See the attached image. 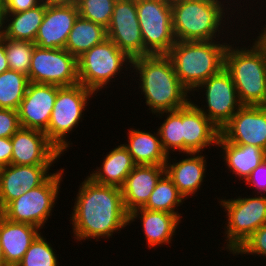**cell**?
Here are the masks:
<instances>
[{
  "label": "cell",
  "instance_id": "6da1fadb",
  "mask_svg": "<svg viewBox=\"0 0 266 266\" xmlns=\"http://www.w3.org/2000/svg\"><path fill=\"white\" fill-rule=\"evenodd\" d=\"M77 193L70 217L76 240L110 238L129 225L121 188L100 185L86 177Z\"/></svg>",
  "mask_w": 266,
  "mask_h": 266
},
{
  "label": "cell",
  "instance_id": "7a4b0ae2",
  "mask_svg": "<svg viewBox=\"0 0 266 266\" xmlns=\"http://www.w3.org/2000/svg\"><path fill=\"white\" fill-rule=\"evenodd\" d=\"M131 67L139 74V88L152 114L175 111L191 100L166 54L140 56L132 59Z\"/></svg>",
  "mask_w": 266,
  "mask_h": 266
},
{
  "label": "cell",
  "instance_id": "3957f363",
  "mask_svg": "<svg viewBox=\"0 0 266 266\" xmlns=\"http://www.w3.org/2000/svg\"><path fill=\"white\" fill-rule=\"evenodd\" d=\"M216 38L209 41H176L166 54L182 85L189 91L195 89L225 66L228 43Z\"/></svg>",
  "mask_w": 266,
  "mask_h": 266
},
{
  "label": "cell",
  "instance_id": "277c9868",
  "mask_svg": "<svg viewBox=\"0 0 266 266\" xmlns=\"http://www.w3.org/2000/svg\"><path fill=\"white\" fill-rule=\"evenodd\" d=\"M251 46L235 49L229 43L224 68L243 105L266 106V48L257 39Z\"/></svg>",
  "mask_w": 266,
  "mask_h": 266
},
{
  "label": "cell",
  "instance_id": "5b68a950",
  "mask_svg": "<svg viewBox=\"0 0 266 266\" xmlns=\"http://www.w3.org/2000/svg\"><path fill=\"white\" fill-rule=\"evenodd\" d=\"M171 8L176 41L214 40L226 25L228 11L221 0H171Z\"/></svg>",
  "mask_w": 266,
  "mask_h": 266
},
{
  "label": "cell",
  "instance_id": "8992f818",
  "mask_svg": "<svg viewBox=\"0 0 266 266\" xmlns=\"http://www.w3.org/2000/svg\"><path fill=\"white\" fill-rule=\"evenodd\" d=\"M93 94L95 95L93 91L80 83L58 88L49 125L44 133L61 154L70 147V141L65 138L79 125L84 115L82 113L86 110L87 103Z\"/></svg>",
  "mask_w": 266,
  "mask_h": 266
},
{
  "label": "cell",
  "instance_id": "52a82bcc",
  "mask_svg": "<svg viewBox=\"0 0 266 266\" xmlns=\"http://www.w3.org/2000/svg\"><path fill=\"white\" fill-rule=\"evenodd\" d=\"M77 64L79 83L97 94L121 73L123 65L129 64L131 70L132 59L106 38L77 58Z\"/></svg>",
  "mask_w": 266,
  "mask_h": 266
},
{
  "label": "cell",
  "instance_id": "ba28073f",
  "mask_svg": "<svg viewBox=\"0 0 266 266\" xmlns=\"http://www.w3.org/2000/svg\"><path fill=\"white\" fill-rule=\"evenodd\" d=\"M234 199H219L227 212L226 247L234 254L261 226L266 224V195ZM257 196V197H256Z\"/></svg>",
  "mask_w": 266,
  "mask_h": 266
},
{
  "label": "cell",
  "instance_id": "9c48e42d",
  "mask_svg": "<svg viewBox=\"0 0 266 266\" xmlns=\"http://www.w3.org/2000/svg\"><path fill=\"white\" fill-rule=\"evenodd\" d=\"M63 173V168L52 173L43 184L11 201L0 213L10 221L41 229L56 205Z\"/></svg>",
  "mask_w": 266,
  "mask_h": 266
},
{
  "label": "cell",
  "instance_id": "30bf717a",
  "mask_svg": "<svg viewBox=\"0 0 266 266\" xmlns=\"http://www.w3.org/2000/svg\"><path fill=\"white\" fill-rule=\"evenodd\" d=\"M144 56L167 54L176 43L171 0H136Z\"/></svg>",
  "mask_w": 266,
  "mask_h": 266
},
{
  "label": "cell",
  "instance_id": "8fae6325",
  "mask_svg": "<svg viewBox=\"0 0 266 266\" xmlns=\"http://www.w3.org/2000/svg\"><path fill=\"white\" fill-rule=\"evenodd\" d=\"M28 80L60 87L78 84L77 58L64 48L47 49L35 45Z\"/></svg>",
  "mask_w": 266,
  "mask_h": 266
},
{
  "label": "cell",
  "instance_id": "7c38bea8",
  "mask_svg": "<svg viewBox=\"0 0 266 266\" xmlns=\"http://www.w3.org/2000/svg\"><path fill=\"white\" fill-rule=\"evenodd\" d=\"M200 87L206 89L204 95L208 109L204 110L197 104H193L219 129L243 106L232 77L225 68L209 77L195 90L202 89Z\"/></svg>",
  "mask_w": 266,
  "mask_h": 266
},
{
  "label": "cell",
  "instance_id": "4fadbf2b",
  "mask_svg": "<svg viewBox=\"0 0 266 266\" xmlns=\"http://www.w3.org/2000/svg\"><path fill=\"white\" fill-rule=\"evenodd\" d=\"M107 38L131 59L144 56L143 37L137 16L136 0H117L106 29Z\"/></svg>",
  "mask_w": 266,
  "mask_h": 266
},
{
  "label": "cell",
  "instance_id": "5bb4252c",
  "mask_svg": "<svg viewBox=\"0 0 266 266\" xmlns=\"http://www.w3.org/2000/svg\"><path fill=\"white\" fill-rule=\"evenodd\" d=\"M220 135L230 143L266 151V106L243 105L220 129Z\"/></svg>",
  "mask_w": 266,
  "mask_h": 266
},
{
  "label": "cell",
  "instance_id": "9a60e30c",
  "mask_svg": "<svg viewBox=\"0 0 266 266\" xmlns=\"http://www.w3.org/2000/svg\"><path fill=\"white\" fill-rule=\"evenodd\" d=\"M11 164L52 165L61 152L37 129L20 127L12 136Z\"/></svg>",
  "mask_w": 266,
  "mask_h": 266
},
{
  "label": "cell",
  "instance_id": "2e32d148",
  "mask_svg": "<svg viewBox=\"0 0 266 266\" xmlns=\"http://www.w3.org/2000/svg\"><path fill=\"white\" fill-rule=\"evenodd\" d=\"M59 87L29 82L17 110L21 127L43 132L48 128Z\"/></svg>",
  "mask_w": 266,
  "mask_h": 266
},
{
  "label": "cell",
  "instance_id": "e0dca14e",
  "mask_svg": "<svg viewBox=\"0 0 266 266\" xmlns=\"http://www.w3.org/2000/svg\"><path fill=\"white\" fill-rule=\"evenodd\" d=\"M51 165H14L0 168V212L14 199L43 184Z\"/></svg>",
  "mask_w": 266,
  "mask_h": 266
},
{
  "label": "cell",
  "instance_id": "ac0fdd59",
  "mask_svg": "<svg viewBox=\"0 0 266 266\" xmlns=\"http://www.w3.org/2000/svg\"><path fill=\"white\" fill-rule=\"evenodd\" d=\"M77 5L46 6L34 44L40 48H65L69 33L78 18Z\"/></svg>",
  "mask_w": 266,
  "mask_h": 266
},
{
  "label": "cell",
  "instance_id": "d6986e66",
  "mask_svg": "<svg viewBox=\"0 0 266 266\" xmlns=\"http://www.w3.org/2000/svg\"><path fill=\"white\" fill-rule=\"evenodd\" d=\"M220 129L198 109L193 101L183 107V153H201L217 145Z\"/></svg>",
  "mask_w": 266,
  "mask_h": 266
},
{
  "label": "cell",
  "instance_id": "ffe728a7",
  "mask_svg": "<svg viewBox=\"0 0 266 266\" xmlns=\"http://www.w3.org/2000/svg\"><path fill=\"white\" fill-rule=\"evenodd\" d=\"M164 174L165 165L134 167L121 187L124 208L128 214L146 205L157 182Z\"/></svg>",
  "mask_w": 266,
  "mask_h": 266
},
{
  "label": "cell",
  "instance_id": "44dd1931",
  "mask_svg": "<svg viewBox=\"0 0 266 266\" xmlns=\"http://www.w3.org/2000/svg\"><path fill=\"white\" fill-rule=\"evenodd\" d=\"M40 233L38 227L10 221L0 213V244L6 265L17 266Z\"/></svg>",
  "mask_w": 266,
  "mask_h": 266
},
{
  "label": "cell",
  "instance_id": "7402d4cb",
  "mask_svg": "<svg viewBox=\"0 0 266 266\" xmlns=\"http://www.w3.org/2000/svg\"><path fill=\"white\" fill-rule=\"evenodd\" d=\"M187 158L179 162L173 161L171 164V156H168L165 163V173L172 180L178 191L185 199L194 196L202 185L206 172V158L202 153H189ZM170 157V158H169Z\"/></svg>",
  "mask_w": 266,
  "mask_h": 266
},
{
  "label": "cell",
  "instance_id": "603a6c76",
  "mask_svg": "<svg viewBox=\"0 0 266 266\" xmlns=\"http://www.w3.org/2000/svg\"><path fill=\"white\" fill-rule=\"evenodd\" d=\"M137 217L142 222L147 246L151 249L159 245L161 247L163 244H170L181 222L176 214L138 208L129 213V225L138 219Z\"/></svg>",
  "mask_w": 266,
  "mask_h": 266
},
{
  "label": "cell",
  "instance_id": "cb8c5ba5",
  "mask_svg": "<svg viewBox=\"0 0 266 266\" xmlns=\"http://www.w3.org/2000/svg\"><path fill=\"white\" fill-rule=\"evenodd\" d=\"M218 147L221 148L222 158L228 170L244 181L251 172L266 159V151L255 145H238L226 141L219 136ZM232 170V171H231Z\"/></svg>",
  "mask_w": 266,
  "mask_h": 266
},
{
  "label": "cell",
  "instance_id": "d4e9b609",
  "mask_svg": "<svg viewBox=\"0 0 266 266\" xmlns=\"http://www.w3.org/2000/svg\"><path fill=\"white\" fill-rule=\"evenodd\" d=\"M136 164L123 144L116 146L103 159L101 167L90 173L93 182L100 185L121 188L126 177L131 173Z\"/></svg>",
  "mask_w": 266,
  "mask_h": 266
},
{
  "label": "cell",
  "instance_id": "484cf974",
  "mask_svg": "<svg viewBox=\"0 0 266 266\" xmlns=\"http://www.w3.org/2000/svg\"><path fill=\"white\" fill-rule=\"evenodd\" d=\"M128 144L123 146L128 150L136 165H165L168 159L164 151L159 133L152 134L139 129H129Z\"/></svg>",
  "mask_w": 266,
  "mask_h": 266
},
{
  "label": "cell",
  "instance_id": "4316f807",
  "mask_svg": "<svg viewBox=\"0 0 266 266\" xmlns=\"http://www.w3.org/2000/svg\"><path fill=\"white\" fill-rule=\"evenodd\" d=\"M44 14L45 4L43 2L26 11L6 13L5 22L8 23L5 24L3 37L12 40L31 41L34 43Z\"/></svg>",
  "mask_w": 266,
  "mask_h": 266
},
{
  "label": "cell",
  "instance_id": "83f0119b",
  "mask_svg": "<svg viewBox=\"0 0 266 266\" xmlns=\"http://www.w3.org/2000/svg\"><path fill=\"white\" fill-rule=\"evenodd\" d=\"M107 38L106 28L78 16L71 29L65 48L71 55L79 58L95 45Z\"/></svg>",
  "mask_w": 266,
  "mask_h": 266
},
{
  "label": "cell",
  "instance_id": "f1b7e54d",
  "mask_svg": "<svg viewBox=\"0 0 266 266\" xmlns=\"http://www.w3.org/2000/svg\"><path fill=\"white\" fill-rule=\"evenodd\" d=\"M186 200L178 191L166 173L159 179L144 209L176 214L181 219V213L175 211ZM180 204V205H179Z\"/></svg>",
  "mask_w": 266,
  "mask_h": 266
},
{
  "label": "cell",
  "instance_id": "f546056e",
  "mask_svg": "<svg viewBox=\"0 0 266 266\" xmlns=\"http://www.w3.org/2000/svg\"><path fill=\"white\" fill-rule=\"evenodd\" d=\"M29 84L28 76L7 70L0 74V109L18 110Z\"/></svg>",
  "mask_w": 266,
  "mask_h": 266
},
{
  "label": "cell",
  "instance_id": "4dcf8cb0",
  "mask_svg": "<svg viewBox=\"0 0 266 266\" xmlns=\"http://www.w3.org/2000/svg\"><path fill=\"white\" fill-rule=\"evenodd\" d=\"M158 115L161 118L162 115L163 117L167 115L166 119H164L162 125L157 130L164 151L168 156L172 151L183 153V107L175 111L161 112L156 116Z\"/></svg>",
  "mask_w": 266,
  "mask_h": 266
},
{
  "label": "cell",
  "instance_id": "1f68e13d",
  "mask_svg": "<svg viewBox=\"0 0 266 266\" xmlns=\"http://www.w3.org/2000/svg\"><path fill=\"white\" fill-rule=\"evenodd\" d=\"M0 41L5 45L9 69L28 76L35 44L31 41L12 40L3 36Z\"/></svg>",
  "mask_w": 266,
  "mask_h": 266
},
{
  "label": "cell",
  "instance_id": "d6a6232c",
  "mask_svg": "<svg viewBox=\"0 0 266 266\" xmlns=\"http://www.w3.org/2000/svg\"><path fill=\"white\" fill-rule=\"evenodd\" d=\"M117 0H77L79 16L104 28L110 24L114 5Z\"/></svg>",
  "mask_w": 266,
  "mask_h": 266
},
{
  "label": "cell",
  "instance_id": "836d02e7",
  "mask_svg": "<svg viewBox=\"0 0 266 266\" xmlns=\"http://www.w3.org/2000/svg\"><path fill=\"white\" fill-rule=\"evenodd\" d=\"M54 250L40 233L17 266H59Z\"/></svg>",
  "mask_w": 266,
  "mask_h": 266
},
{
  "label": "cell",
  "instance_id": "e575fe53",
  "mask_svg": "<svg viewBox=\"0 0 266 266\" xmlns=\"http://www.w3.org/2000/svg\"><path fill=\"white\" fill-rule=\"evenodd\" d=\"M259 255L266 257V224L256 230L234 255ZM265 255V256H264Z\"/></svg>",
  "mask_w": 266,
  "mask_h": 266
},
{
  "label": "cell",
  "instance_id": "d590c367",
  "mask_svg": "<svg viewBox=\"0 0 266 266\" xmlns=\"http://www.w3.org/2000/svg\"><path fill=\"white\" fill-rule=\"evenodd\" d=\"M20 127L17 110L0 109V137L11 138Z\"/></svg>",
  "mask_w": 266,
  "mask_h": 266
},
{
  "label": "cell",
  "instance_id": "8d00e7d4",
  "mask_svg": "<svg viewBox=\"0 0 266 266\" xmlns=\"http://www.w3.org/2000/svg\"><path fill=\"white\" fill-rule=\"evenodd\" d=\"M245 183L254 186V191L260 195L266 193V159L251 172Z\"/></svg>",
  "mask_w": 266,
  "mask_h": 266
},
{
  "label": "cell",
  "instance_id": "74e56055",
  "mask_svg": "<svg viewBox=\"0 0 266 266\" xmlns=\"http://www.w3.org/2000/svg\"><path fill=\"white\" fill-rule=\"evenodd\" d=\"M41 3L42 0H4L6 13H19L26 11Z\"/></svg>",
  "mask_w": 266,
  "mask_h": 266
},
{
  "label": "cell",
  "instance_id": "f35d334b",
  "mask_svg": "<svg viewBox=\"0 0 266 266\" xmlns=\"http://www.w3.org/2000/svg\"><path fill=\"white\" fill-rule=\"evenodd\" d=\"M11 138L0 137V168L11 164Z\"/></svg>",
  "mask_w": 266,
  "mask_h": 266
},
{
  "label": "cell",
  "instance_id": "ab89813d",
  "mask_svg": "<svg viewBox=\"0 0 266 266\" xmlns=\"http://www.w3.org/2000/svg\"><path fill=\"white\" fill-rule=\"evenodd\" d=\"M9 70L5 45L0 41V74Z\"/></svg>",
  "mask_w": 266,
  "mask_h": 266
},
{
  "label": "cell",
  "instance_id": "60d3db41",
  "mask_svg": "<svg viewBox=\"0 0 266 266\" xmlns=\"http://www.w3.org/2000/svg\"><path fill=\"white\" fill-rule=\"evenodd\" d=\"M46 6H71L76 5L77 0H42Z\"/></svg>",
  "mask_w": 266,
  "mask_h": 266
},
{
  "label": "cell",
  "instance_id": "b9f144b4",
  "mask_svg": "<svg viewBox=\"0 0 266 266\" xmlns=\"http://www.w3.org/2000/svg\"><path fill=\"white\" fill-rule=\"evenodd\" d=\"M6 10L4 6V0H0V37L4 35L6 24Z\"/></svg>",
  "mask_w": 266,
  "mask_h": 266
},
{
  "label": "cell",
  "instance_id": "7bdbcfd3",
  "mask_svg": "<svg viewBox=\"0 0 266 266\" xmlns=\"http://www.w3.org/2000/svg\"><path fill=\"white\" fill-rule=\"evenodd\" d=\"M261 30V34L257 36V40L266 48V25L265 27L263 25V29Z\"/></svg>",
  "mask_w": 266,
  "mask_h": 266
},
{
  "label": "cell",
  "instance_id": "ee69618b",
  "mask_svg": "<svg viewBox=\"0 0 266 266\" xmlns=\"http://www.w3.org/2000/svg\"><path fill=\"white\" fill-rule=\"evenodd\" d=\"M0 266H7L1 244H0Z\"/></svg>",
  "mask_w": 266,
  "mask_h": 266
}]
</instances>
